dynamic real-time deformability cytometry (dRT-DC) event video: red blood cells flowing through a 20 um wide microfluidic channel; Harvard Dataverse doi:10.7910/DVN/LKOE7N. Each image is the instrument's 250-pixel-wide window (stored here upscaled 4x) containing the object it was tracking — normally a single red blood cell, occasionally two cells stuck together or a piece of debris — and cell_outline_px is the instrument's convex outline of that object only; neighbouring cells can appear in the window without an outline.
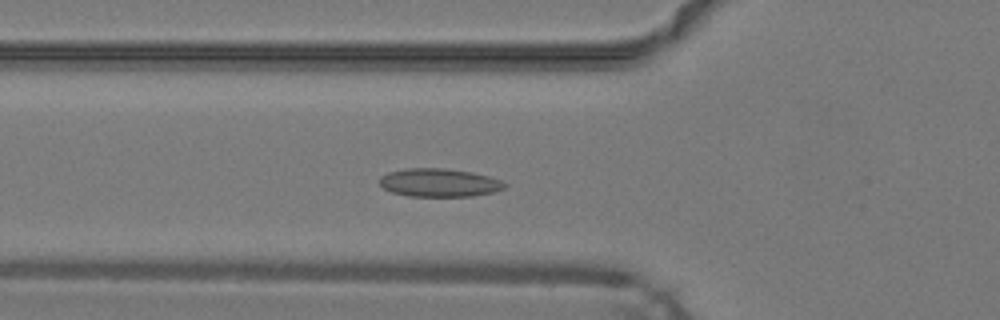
{"species": "common noctule bat (a hibernating species)", "species_latin": "Nyctalus noctula", "temperature_condition": "warm", "stored_images_in_passage": 34, "camera_frame_rate_fps": 3000, "um_per_image_px": 0.085, "animal": {"sex": "male", "body_mass_g": 19.2, "forearm_length_mm": 51.8}, "frame": {"image": 1, "passage_image": 12, "time_ms": 3.667, "image_size_px": [1000, 320], "cell_outline_px": [[508, 184], [504, 188], [492, 192], [472, 196], [408, 196], [392, 192], [384, 188], [380, 184], [380, 176], [388, 172], [408, 168], [444, 168], [472, 172], [488, 176], [500, 180]], "centroid_in_image_um": [37.32, 15.52], "position_along_channel_um": 88.5, "area_um2": 20.52}}
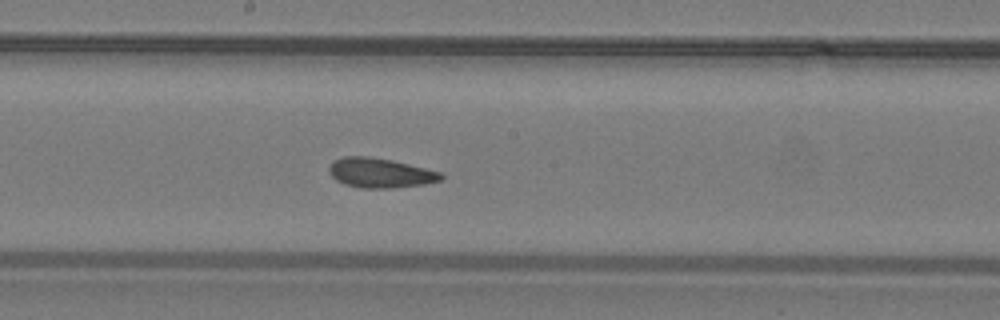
{"frame": {"image": 2, "passage_image": 21, "time_ms": 6.667, "image_size_px": [1000, 320], "cell_outline_px": [[444, 176], [440, 180], [424, 184], [392, 188], [360, 188], [344, 184], [336, 180], [328, 172], [328, 168], [332, 160], [344, 156], [368, 156], [392, 160], [440, 172]], "centroid_in_image_um": [32.25, 14.69], "position_along_channel_um": 215.9, "area_um2": 19.36}}
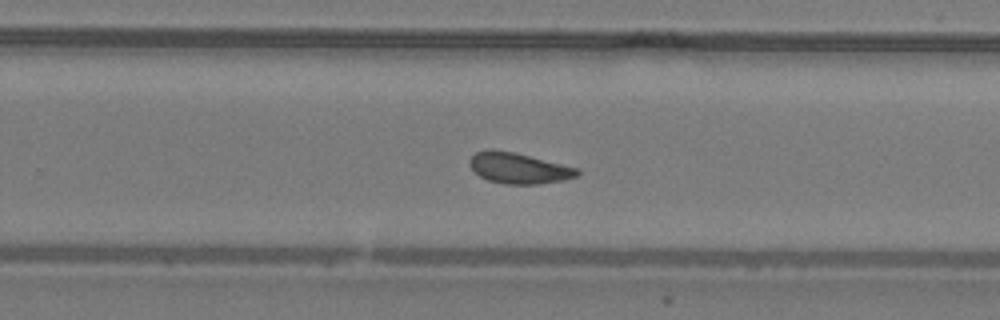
{"frame": {"image": 3, "passage_image": 26, "time_ms": 8.333, "image_size_px": [1000, 320], "cell_outline_px": [[580, 172], [576, 176], [564, 180], [540, 184], [504, 184], [488, 180], [480, 176], [468, 164], [468, 160], [476, 152], [492, 148], [512, 152], [580, 168]], "centroid_in_image_um": [44.09, 14.29], "position_along_channel_um": 285.7, "area_um2": 19.31}, "authors_computed_cell_mechanics": {"area_um2": 19.4786, "velocity_mm_per_s": 4.2402, "shape_relaxation_time_tau1_ms": null, "shape_relaxation_time_tau2_ms": 1.6039, "deformation_change_tau1": null, "deformation_change_tau2": 0.087}}